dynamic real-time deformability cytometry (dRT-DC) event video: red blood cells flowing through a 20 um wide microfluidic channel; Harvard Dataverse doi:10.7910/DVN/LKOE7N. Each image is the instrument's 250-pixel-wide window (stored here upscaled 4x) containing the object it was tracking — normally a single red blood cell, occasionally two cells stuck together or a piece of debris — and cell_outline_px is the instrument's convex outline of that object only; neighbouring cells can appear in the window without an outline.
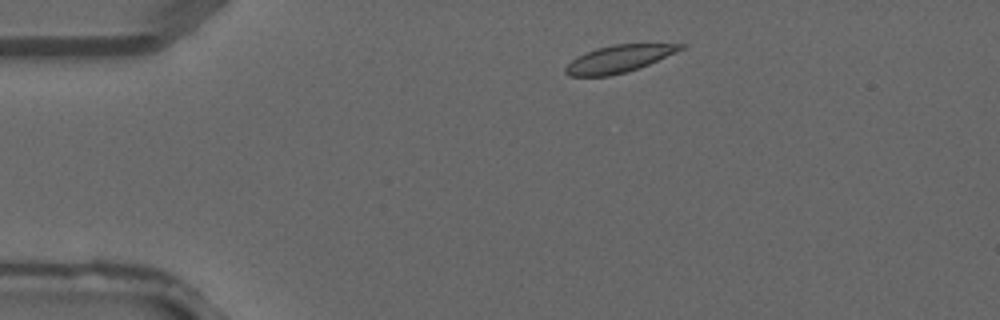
{"species": "common noctule bat (a hibernating species)", "species_latin": "Nyctalus noctula", "temperature_condition": "warm", "stored_images_in_passage": 4, "segment_of_instrument_passage": [2, 2], "camera_frame_rate_fps": 3000, "um_per_image_px": 0.085, "animal": {"sex": "male", "forearm_length_mm": 52.5}, "frame": {"image": 1, "passage_image": 4, "time_ms": 1.0, "image_size_px": [1000, 320], "cell_outline_px": [[688, 44], [684, 48], [676, 52], [648, 64], [624, 72], [608, 76], [568, 76], [564, 72], [564, 68], [576, 56], [596, 48], [612, 44]], "centroid_in_image_um": [52.55, 4.99], "position_along_channel_um": 32.4, "area_um2": 18.03}}